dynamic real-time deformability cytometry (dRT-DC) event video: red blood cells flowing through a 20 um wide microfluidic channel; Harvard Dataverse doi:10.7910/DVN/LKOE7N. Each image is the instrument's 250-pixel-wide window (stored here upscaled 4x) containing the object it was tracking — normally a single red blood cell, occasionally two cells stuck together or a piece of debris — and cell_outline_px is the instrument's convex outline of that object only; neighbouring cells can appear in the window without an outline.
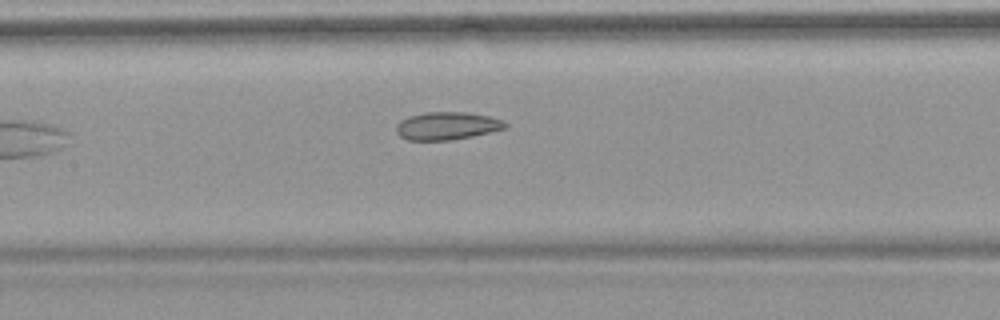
{"species": "common noctule bat (a hibernating species)", "species_latin": "Nyctalus noctula", "temperature_condition": "warm", "stored_images_in_passage": 5, "camera_frame_rate_fps": 3000, "um_per_image_px": 0.085, "animal": {"sex": "female", "body_mass_g": 18.4}, "frame": {"image": 1, "passage_image": 5, "time_ms": 5.0, "image_size_px": [1000, 320], "cell_outline_px": [[508, 128], [492, 132], [452, 140], [408, 140], [400, 136], [396, 132], [396, 124], [400, 120], [408, 116], [424, 112], [464, 112], [488, 116], [504, 120], [508, 124]], "centroid_in_image_um": [38.01, 10.7], "position_along_channel_um": 169.4, "area_um2": 17.86}}